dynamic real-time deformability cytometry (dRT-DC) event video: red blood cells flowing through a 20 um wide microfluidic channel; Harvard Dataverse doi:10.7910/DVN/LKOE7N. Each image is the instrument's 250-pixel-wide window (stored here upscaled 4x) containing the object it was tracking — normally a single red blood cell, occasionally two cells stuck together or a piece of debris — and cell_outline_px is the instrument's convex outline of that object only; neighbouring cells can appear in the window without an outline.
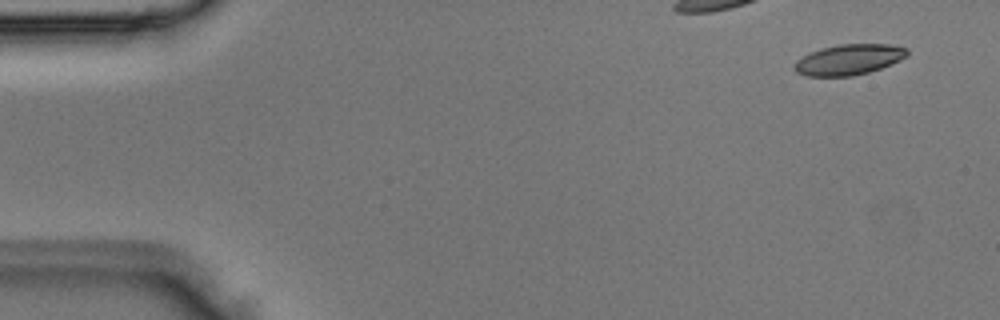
{"species": "Egyptian fruit bat (a non-hibernating species)", "species_latin": "Rousettus aegyptiacus", "temperature_condition": "room temperature", "stored_images_in_passage": 4, "camera_frame_rate_fps": 3000, "um_per_image_px": 0.085, "animal": {"sex": "male"}, "frame": {"image": 1, "passage_image": 1, "time_ms": 0.0, "image_size_px": [1000, 320], "cell_outline_px": [[908, 56], [900, 60], [880, 68], [868, 72], [852, 76], [804, 76], [796, 72], [792, 68], [792, 64], [796, 60], [808, 52], [820, 48], [840, 44], [888, 44], [908, 48]], "centroid_in_image_um": [72.1, 5.06], "position_along_channel_um": 12.9, "area_um2": 20.35}}
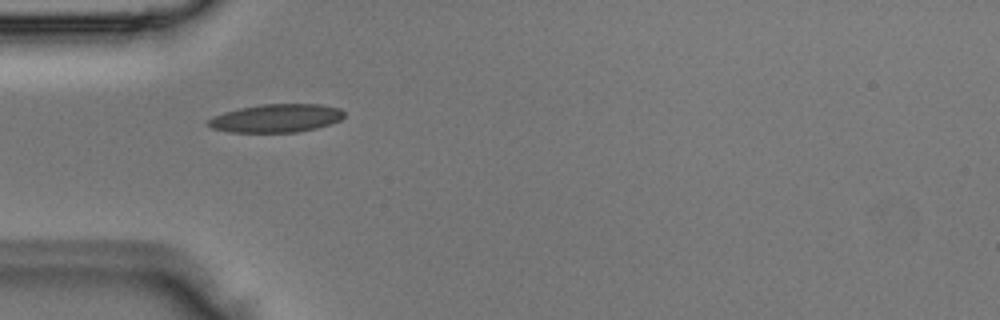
{"frame": {"image": 2, "passage_image": 4, "time_ms": 1.0, "image_size_px": [1000, 320], "cell_outline_px": [[344, 116], [340, 120], [316, 128], [296, 132], [228, 132], [212, 128], [204, 124], [212, 116], [224, 112], [240, 108], [260, 104], [320, 104], [340, 108], [344, 112]], "centroid_in_image_um": [23.44, 10.04], "position_along_channel_um": 61.6, "area_um2": 22.43}}